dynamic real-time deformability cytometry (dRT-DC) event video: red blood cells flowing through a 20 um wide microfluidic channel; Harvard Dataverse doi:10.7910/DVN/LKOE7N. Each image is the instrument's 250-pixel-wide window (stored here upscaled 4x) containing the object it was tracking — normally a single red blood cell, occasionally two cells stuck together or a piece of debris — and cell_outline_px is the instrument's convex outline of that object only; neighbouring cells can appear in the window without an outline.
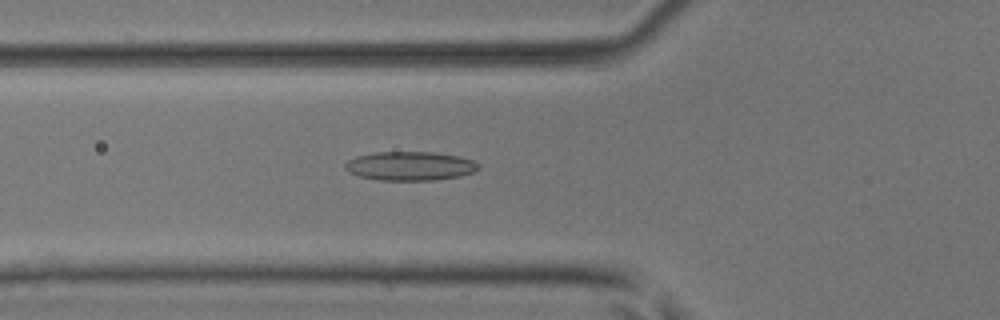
{"species": "common noctule bat (a hibernating species)", "species_latin": "Nyctalus noctula", "temperature_condition": "room temperature", "stored_images_in_passage": 48, "camera_frame_rate_fps": 3000, "um_per_image_px": 0.085, "animal": {"sex": "male", "body_mass_g": 17.9, "forearm_length_mm": 54.2}, "frame": {"image": 1, "passage_image": 16, "time_ms": 5.0, "image_size_px": [1000, 320], "cell_outline_px": [[480, 168], [472, 172], [460, 176], [436, 180], [380, 180], [360, 176], [348, 172], [344, 168], [344, 164], [348, 160], [356, 156], [376, 152], [432, 152], [460, 156], [472, 160], [480, 164]], "centroid_in_image_um": [34.86, 14.11], "position_along_channel_um": 90.9, "area_um2": 22.54}}
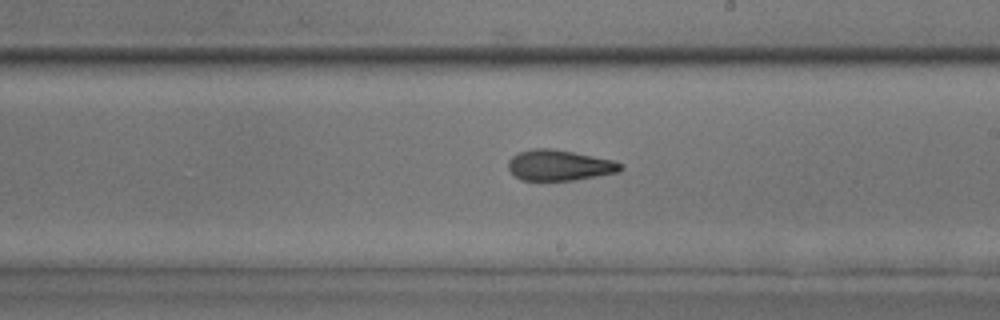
{"frame": {"image": 2, "passage_image": 27, "time_ms": 8.667, "image_size_px": [1000, 320], "cell_outline_px": [[624, 168], [620, 172], [572, 180], [520, 180], [508, 168], [508, 160], [512, 156], [520, 152], [532, 148], [552, 148], [612, 160], [624, 164]], "centroid_in_image_um": [47.55, 14.04], "position_along_channel_um": 241.4, "area_um2": 20.0}}
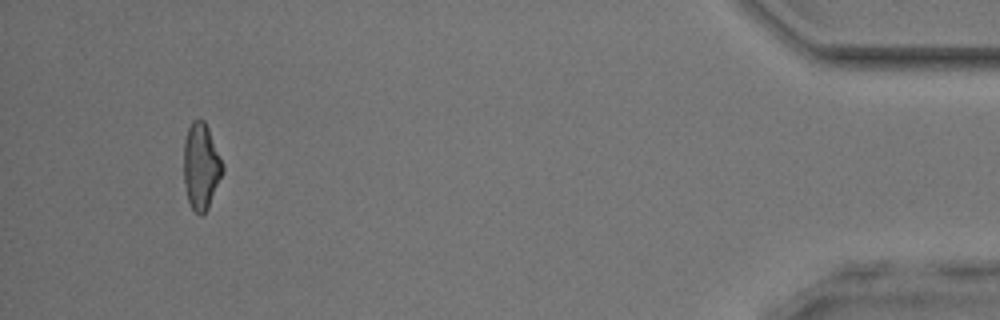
{"frame": {"image": 3, "passage_image": 45, "time_ms": 14.667, "image_size_px": [1000, 320], "cell_outline_px": [[224, 172], [208, 208], [200, 216], [192, 208], [188, 200], [184, 180], [184, 140], [188, 128], [192, 120], [204, 120], [208, 128], [224, 164]], "centroid_in_image_um": [17.11, 14.13], "position_along_channel_um": 418.1, "area_um2": 19.54}, "authors_computed_cell_mechanics": {"area_um2": 20.2878, "velocity_mm_per_s": 4.112, "shape_relaxation_time_tau1_ms": null, "shape_relaxation_time_tau2_ms": 1.8471, "deformation_change_tau1": null, "deformation_change_tau2": 0.1025}}